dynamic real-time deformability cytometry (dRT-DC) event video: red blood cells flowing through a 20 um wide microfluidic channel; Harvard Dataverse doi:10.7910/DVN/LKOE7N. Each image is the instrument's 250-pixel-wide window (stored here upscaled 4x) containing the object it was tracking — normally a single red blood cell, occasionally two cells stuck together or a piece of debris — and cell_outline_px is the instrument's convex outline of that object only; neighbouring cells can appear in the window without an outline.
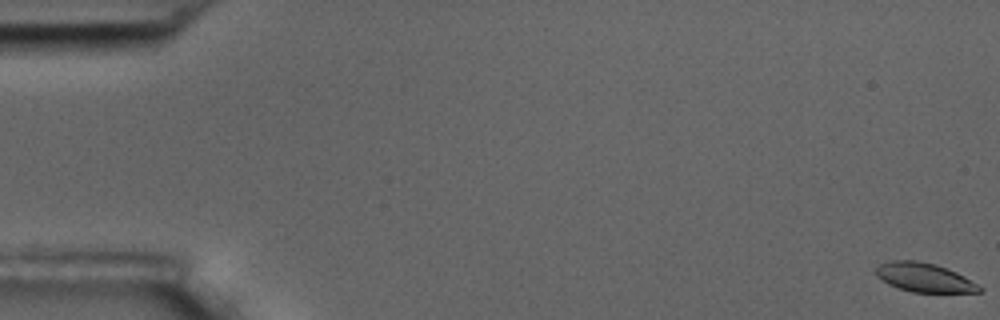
{"species": "common noctule bat (a hibernating species)", "species_latin": "Nyctalus noctula", "temperature_condition": "room temperature", "stored_images_in_passage": 5, "camera_frame_rate_fps": 3000, "um_per_image_px": 0.085, "animal": {"sex": "male", "body_mass_g": 17.5, "forearm_length_mm": 52.3}, "frame": {"image": 1, "passage_image": 1, "time_ms": 0.0, "image_size_px": [1000, 320], "cell_outline_px": [[984, 292], [912, 292], [888, 284], [876, 276], [876, 268], [880, 264], [892, 260], [916, 260], [936, 264], [956, 272], [980, 284], [984, 288]], "centroid_in_image_um": [78.61, 23.59], "position_along_channel_um": 6.4, "area_um2": 17.57}}
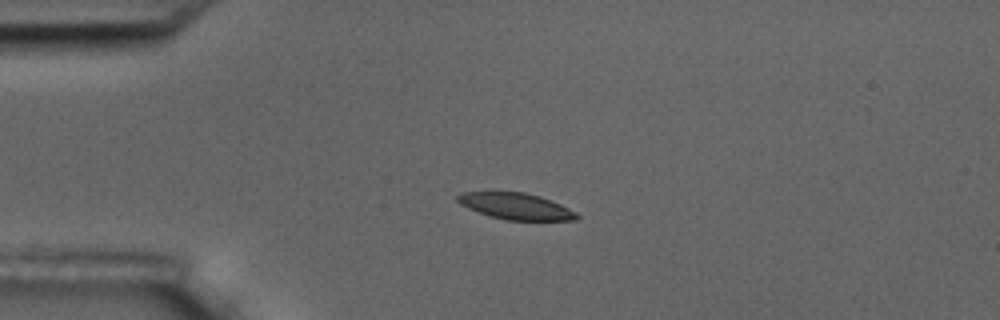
{"frame": {"image": 2, "passage_image": 5, "time_ms": 4.667, "image_size_px": [1000, 320], "cell_outline_px": [[580, 216], [576, 220], [504, 220], [488, 216], [468, 208], [460, 204], [456, 200], [456, 196], [460, 192], [524, 192], [540, 196], [560, 204], [576, 212]], "centroid_in_image_um": [43.82, 17.53], "position_along_channel_um": 41.2, "area_um2": 18.38}}